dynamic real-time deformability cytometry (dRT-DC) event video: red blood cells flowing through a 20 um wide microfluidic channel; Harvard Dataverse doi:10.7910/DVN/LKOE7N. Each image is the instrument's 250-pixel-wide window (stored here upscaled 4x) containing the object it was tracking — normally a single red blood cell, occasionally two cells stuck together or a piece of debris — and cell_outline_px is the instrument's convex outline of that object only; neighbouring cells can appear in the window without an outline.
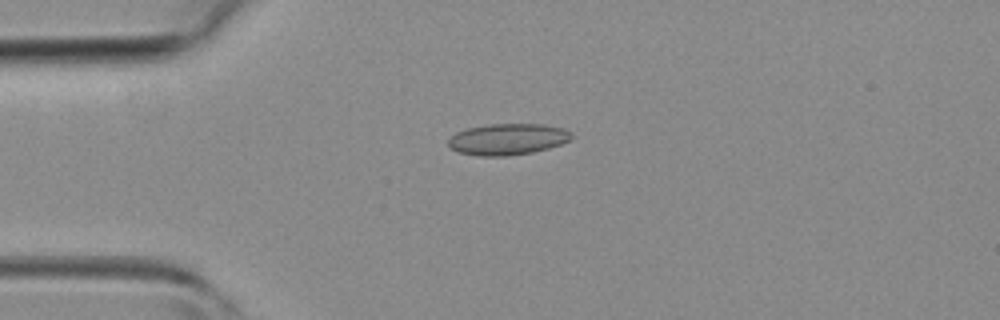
{"species": "common noctule bat (a hibernating species)", "species_latin": "Nyctalus noctula", "temperature_condition": "room temperature", "stored_images_in_passage": 13, "camera_frame_rate_fps": 3000, "um_per_image_px": 0.085, "animal": {"sex": "female", "body_mass_g": 19.3, "forearm_length_mm": 54.1}, "frame": {"image": 1, "passage_image": 10, "time_ms": 3.0, "image_size_px": [1000, 320], "cell_outline_px": [[572, 136], [568, 140], [560, 144], [548, 148], [532, 152], [508, 156], [480, 156], [460, 152], [452, 148], [448, 144], [448, 140], [456, 132], [468, 128], [488, 124], [544, 124], [564, 128], [572, 132]], "centroid_in_image_um": [43.16, 11.82], "position_along_channel_um": 41.8, "area_um2": 22.37}}